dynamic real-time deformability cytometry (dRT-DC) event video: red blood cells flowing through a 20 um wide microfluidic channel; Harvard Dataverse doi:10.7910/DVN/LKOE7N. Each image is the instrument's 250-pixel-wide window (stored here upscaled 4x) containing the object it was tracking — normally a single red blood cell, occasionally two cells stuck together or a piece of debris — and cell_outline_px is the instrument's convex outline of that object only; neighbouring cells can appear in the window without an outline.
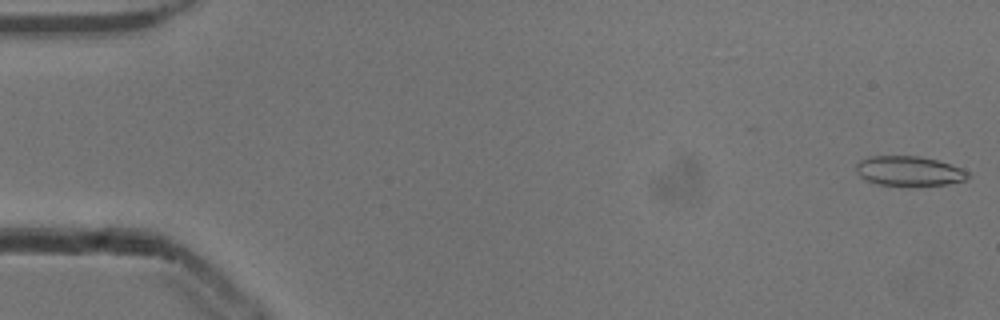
{"species": "common noctule bat (a hibernating species)", "species_latin": "Nyctalus noctula", "temperature_condition": "cold", "stored_images_in_passage": 52, "camera_frame_rate_fps": 3000, "um_per_image_px": 0.085, "animal": {"sex": "male", "body_mass_g": 13.3}, "frame": {"image": 1, "passage_image": 1, "time_ms": 0.0, "image_size_px": [1000, 320], "cell_outline_px": [[972, 176], [964, 180], [948, 184], [880, 184], [868, 180], [860, 176], [856, 172], [856, 164], [860, 160], [868, 156], [920, 156], [936, 160], [960, 168], [968, 172]], "centroid_in_image_um": [77.26, 14.51], "position_along_channel_um": 7.7, "area_um2": 18.84}}
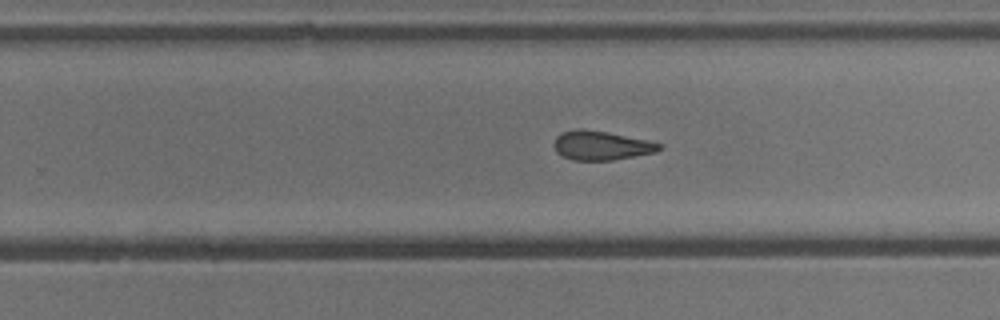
{"frame": {"image": 2, "passage_image": 33, "time_ms": 10.667, "image_size_px": [1000, 320], "cell_outline_px": [[660, 148], [656, 152], [612, 160], [572, 160], [556, 152], [556, 136], [560, 132], [576, 128], [580, 128], [604, 132], [648, 140], [660, 144]], "centroid_in_image_um": [51.08, 12.36], "position_along_channel_um": 278.7, "area_um2": 17.51}}
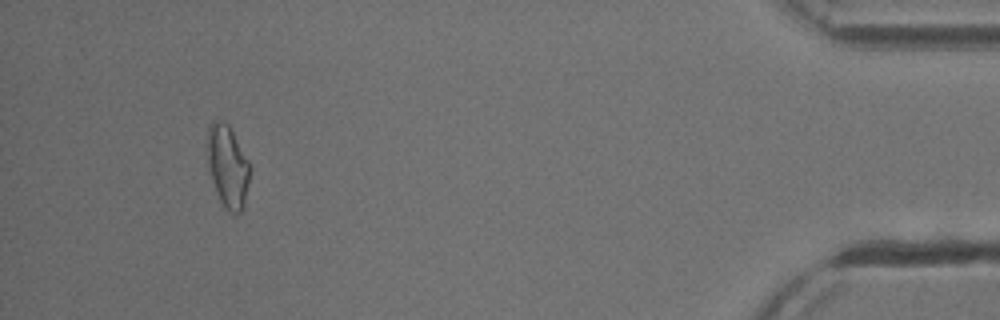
{"frame": {"image": 3, "passage_image": 49, "time_ms": 16.0, "image_size_px": [1000, 320], "cell_outline_px": [[248, 180], [244, 208], [240, 212], [232, 212], [220, 200], [216, 192], [208, 172], [208, 124], [212, 120], [224, 120], [228, 124], [248, 160]], "centroid_in_image_um": [19.32, 14.09], "position_along_channel_um": 415.9, "area_um2": 20.0}, "authors_computed_cell_mechanics": {"area_um2": 18.9295, "velocity_mm_per_s": 3.9154, "shape_relaxation_time_tau1_ms": 5.5349, "shape_relaxation_time_tau2_ms": 3.6308, "deformation_change_tau1": 0.1493, "deformation_change_tau2": 0.1267}}